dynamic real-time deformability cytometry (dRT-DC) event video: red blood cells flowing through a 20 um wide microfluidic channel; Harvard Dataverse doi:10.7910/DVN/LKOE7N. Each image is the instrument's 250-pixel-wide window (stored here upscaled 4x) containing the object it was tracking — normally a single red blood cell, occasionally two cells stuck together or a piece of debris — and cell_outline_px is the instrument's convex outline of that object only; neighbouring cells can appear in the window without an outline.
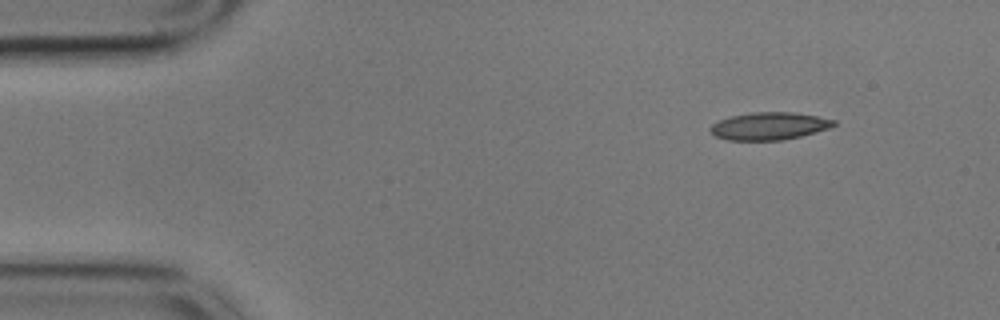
{"species": "common noctule bat (a hibernating species)", "species_latin": "Nyctalus noctula", "temperature_condition": "cold", "stored_images_in_passage": 9, "camera_frame_rate_fps": 3000, "um_per_image_px": 0.085, "animal": {"sex": "male", "body_mass_g": 17.9}, "frame": {"image": 1, "passage_image": 1, "time_ms": 0.0, "image_size_px": [1000, 320], "cell_outline_px": [[836, 124], [832, 128], [784, 140], [728, 140], [716, 136], [708, 128], [712, 124], [728, 116], [752, 112], [796, 112], [836, 120]], "centroid_in_image_um": [65.4, 10.71], "position_along_channel_um": 19.6, "area_um2": 19.94}}